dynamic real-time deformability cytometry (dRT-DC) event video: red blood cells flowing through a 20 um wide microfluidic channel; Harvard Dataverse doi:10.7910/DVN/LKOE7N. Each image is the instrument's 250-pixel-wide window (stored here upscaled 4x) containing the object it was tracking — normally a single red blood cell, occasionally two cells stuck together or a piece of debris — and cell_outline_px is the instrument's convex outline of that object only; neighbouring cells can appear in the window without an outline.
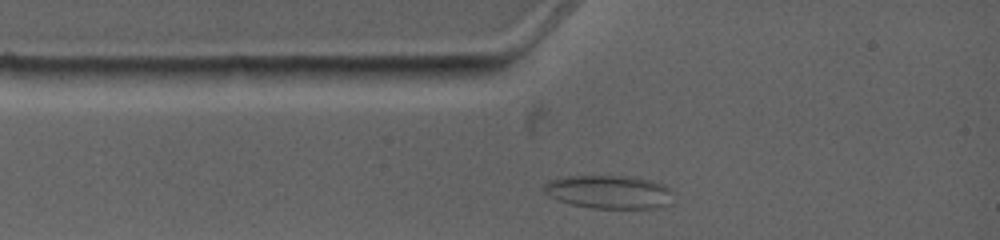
{"species": "common noctule bat (a hibernating species)", "species_latin": "Nyctalus noctula", "temperature_condition": "warm", "stored_images_in_passage": 3, "camera_frame_rate_fps": 4500, "um_per_image_px": 0.085, "animal": {"sex": "female", "body_mass_g": 19.0, "forearm_length_mm": 53.3}, "frame": {"image": 1, "passage_image": 1, "time_ms": 0.0, "image_size_px": [1000, 240], "cell_outline_px": [[672, 204], [664, 208], [592, 208], [572, 204], [556, 200], [544, 192], [544, 184], [548, 180], [568, 176], [620, 176], [648, 180], [660, 184], [668, 188]], "centroid_in_image_um": [51.73, 16.33], "position_along_channel_um": 33.3, "area_um2": 24.91}}
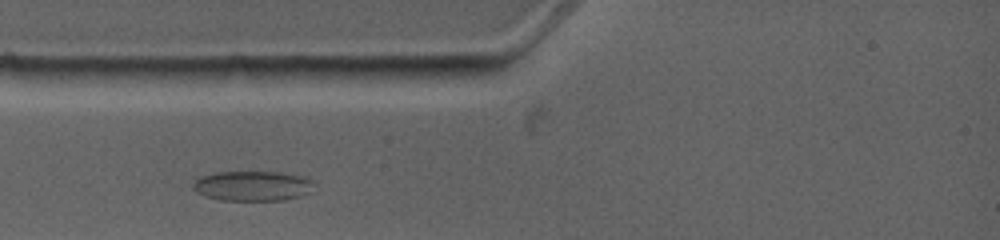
{"frame": {"image": 2, "passage_image": 2, "time_ms": 0.889, "image_size_px": [1000, 240], "cell_outline_px": [[312, 180], [308, 192], [300, 196], [284, 200], [220, 200], [204, 196], [196, 192], [192, 188], [192, 184], [200, 176], [216, 172], [276, 172], [300, 176]], "centroid_in_image_um": [21.37, 15.81], "position_along_channel_um": 63.6, "area_um2": 20.87}}
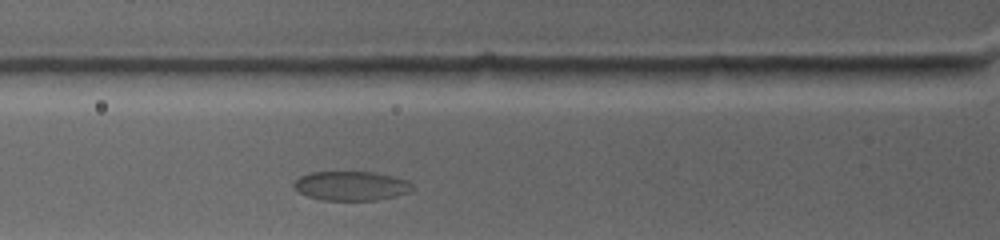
{"frame": {"image": 3, "passage_image": 3, "time_ms": 1.778, "image_size_px": [1000, 240], "cell_outline_px": [[412, 188], [408, 192], [396, 196], [376, 200], [320, 200], [308, 196], [300, 192], [292, 184], [300, 176], [312, 172], [372, 172], [404, 180], [412, 184]], "centroid_in_image_um": [29.8, 15.81], "position_along_channel_um": 96.0, "area_um2": 19.83}}